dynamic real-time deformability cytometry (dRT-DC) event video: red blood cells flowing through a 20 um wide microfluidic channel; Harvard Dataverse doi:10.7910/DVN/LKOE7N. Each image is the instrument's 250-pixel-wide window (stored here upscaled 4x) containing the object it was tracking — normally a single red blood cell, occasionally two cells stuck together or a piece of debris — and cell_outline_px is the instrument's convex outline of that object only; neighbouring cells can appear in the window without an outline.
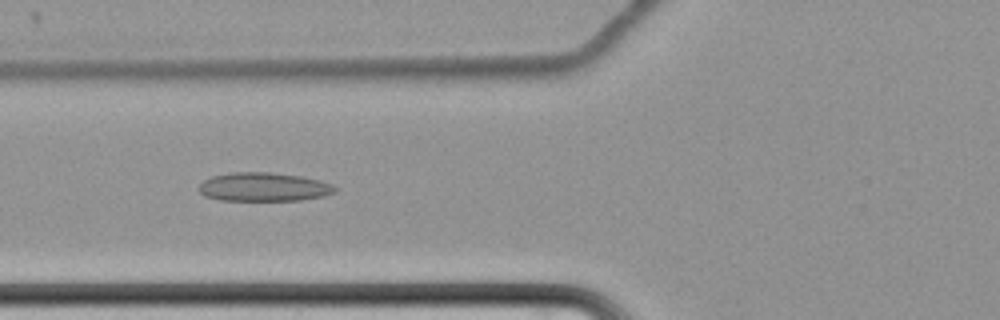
{"species": "common noctule bat (a hibernating species)", "species_latin": "Nyctalus noctula", "temperature_condition": "cold", "stored_images_in_passage": 65, "camera_frame_rate_fps": 3000, "um_per_image_px": 0.085, "animal": {"sex": "female", "body_mass_g": 22.7, "forearm_length_mm": 54.2}, "frame": {"image": 1, "passage_image": 29, "time_ms": 9.333, "image_size_px": [1000, 320], "cell_outline_px": [[336, 192], [324, 196], [300, 200], [220, 200], [204, 196], [200, 192], [200, 184], [204, 180], [212, 176], [232, 172], [268, 172], [300, 176], [320, 180], [332, 184], [336, 188]], "centroid_in_image_um": [22.43, 15.89], "position_along_channel_um": 103.4, "area_um2": 22.72}}
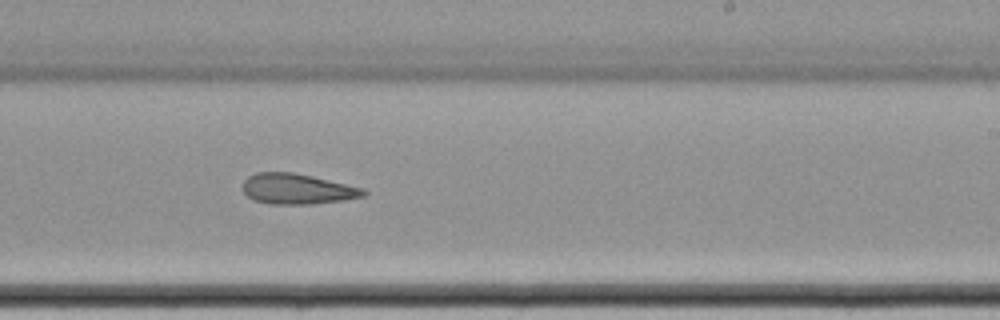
{"frame": {"image": 2, "passage_image": 43, "time_ms": 14.0, "image_size_px": [1000, 320], "cell_outline_px": [[368, 196], [344, 200], [312, 204], [268, 204], [252, 200], [244, 192], [244, 180], [248, 176], [256, 172], [292, 172], [312, 176], [364, 188], [368, 192]], "centroid_in_image_um": [25.3, 16.07], "position_along_channel_um": 263.7, "area_um2": 21.62}}
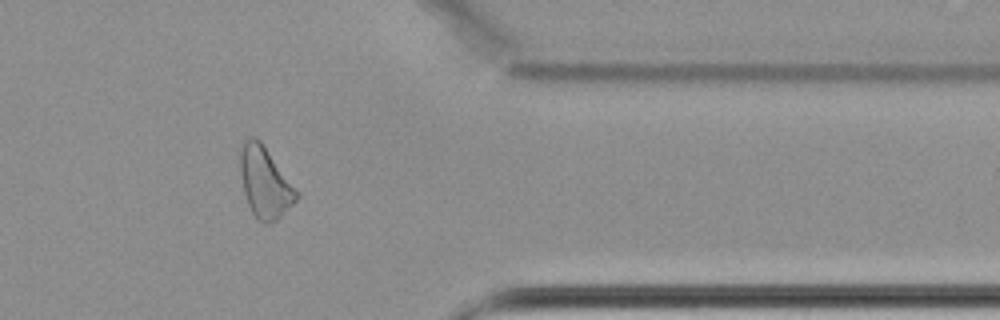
{"frame": {"image": 3, "passage_image": 55, "time_ms": 18.0, "image_size_px": [1000, 320], "cell_outline_px": [[300, 196], [276, 220], [268, 224], [264, 224], [256, 220], [248, 204], [244, 192], [236, 152], [244, 140], [248, 136], [256, 136], [260, 140], [300, 192]], "centroid_in_image_um": [22.48, 15.45], "position_along_channel_um": 388.9, "area_um2": 23.87}}